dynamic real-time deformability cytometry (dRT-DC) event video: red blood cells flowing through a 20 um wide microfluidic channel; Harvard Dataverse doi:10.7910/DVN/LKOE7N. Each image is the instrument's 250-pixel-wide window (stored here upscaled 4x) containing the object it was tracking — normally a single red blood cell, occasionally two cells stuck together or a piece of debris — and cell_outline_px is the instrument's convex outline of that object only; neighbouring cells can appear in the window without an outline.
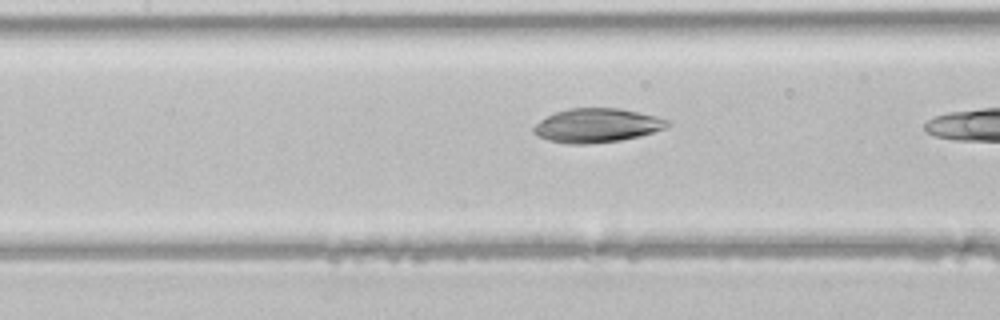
{"species": "common noctule bat (a hibernating species)", "species_latin": "Nyctalus noctula", "temperature_condition": "room temperature", "stored_images_in_passage": 10, "camera_frame_rate_fps": 3000, "um_per_image_px": 0.085, "animal": {"sex": "male", "body_mass_g": 21.5, "forearm_length_mm": 52.0}, "frame": {"image": 1, "passage_image": 9, "time_ms": 2.667, "image_size_px": [1000, 320], "cell_outline_px": [[672, 124], [668, 128], [640, 136], [620, 140], [588, 144], [568, 144], [548, 140], [532, 132], [532, 128], [540, 120], [556, 112], [568, 108], [620, 108], [640, 112], [672, 120]], "centroid_in_image_um": [50.8, 10.66], "position_along_channel_um": 156.6, "area_um2": 26.76}}